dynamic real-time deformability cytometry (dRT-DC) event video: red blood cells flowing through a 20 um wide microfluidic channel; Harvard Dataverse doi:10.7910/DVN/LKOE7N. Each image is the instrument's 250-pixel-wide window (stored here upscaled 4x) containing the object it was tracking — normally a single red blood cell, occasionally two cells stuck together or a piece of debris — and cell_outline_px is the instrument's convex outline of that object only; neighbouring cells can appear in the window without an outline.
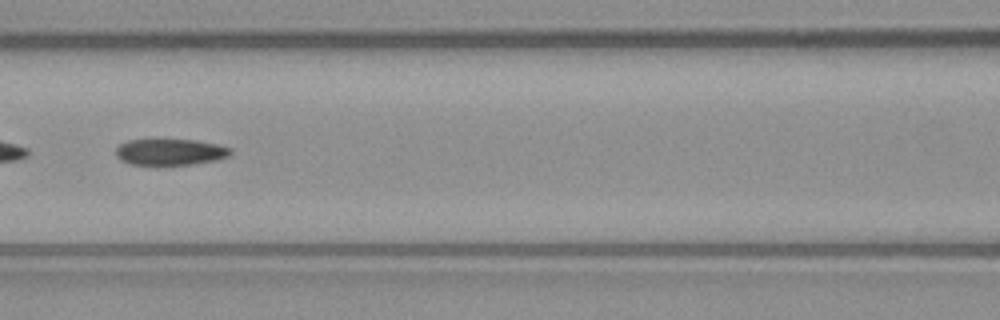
{"species": "common noctule bat (a hibernating species)", "species_latin": "Nyctalus noctula", "temperature_condition": "warm", "stored_images_in_passage": 48, "camera_frame_rate_fps": 3000, "um_per_image_px": 0.085, "animal": {"sex": "male", "body_mass_g": 23.1, "forearm_length_mm": 52.7}, "frame": {"image": 1, "passage_image": 21, "time_ms": 6.667, "image_size_px": [1000, 320], "cell_outline_px": [[232, 152], [228, 156], [216, 160], [192, 164], [156, 168], [132, 164], [120, 160], [116, 156], [116, 148], [120, 144], [128, 140], [196, 140], [216, 144], [232, 148]], "centroid_in_image_um": [14.43, 12.97], "position_along_channel_um": 152.2, "area_um2": 18.21}}
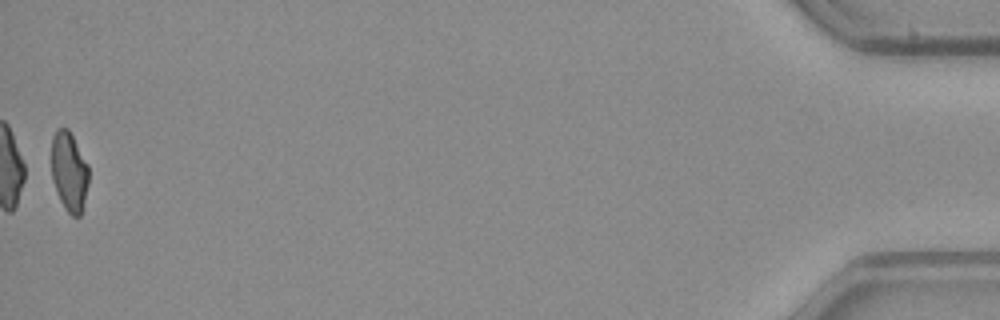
{"frame": {"image": 2, "passage_image": 48, "time_ms": 15.667, "image_size_px": [1000, 320], "cell_outline_px": [[88, 184], [80, 216], [72, 216], [64, 208], [56, 192], [52, 180], [52, 136], [56, 128], [68, 128], [88, 164]], "centroid_in_image_um": [5.87, 14.57], "position_along_channel_um": 429.3, "area_um2": 17.22}}